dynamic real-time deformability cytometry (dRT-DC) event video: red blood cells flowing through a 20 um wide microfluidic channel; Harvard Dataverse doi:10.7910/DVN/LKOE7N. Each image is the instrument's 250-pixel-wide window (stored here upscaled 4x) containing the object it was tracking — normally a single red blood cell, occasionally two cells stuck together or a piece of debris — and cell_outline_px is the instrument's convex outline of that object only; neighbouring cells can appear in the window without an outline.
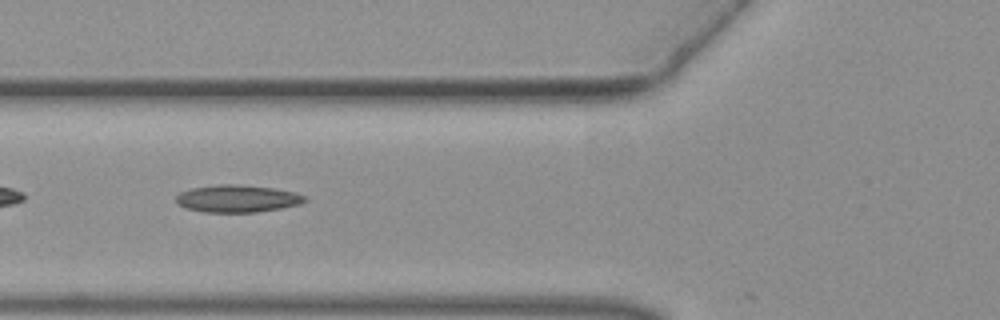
{"species": "common noctule bat (a hibernating species)", "species_latin": "Nyctalus noctula", "temperature_condition": "warm", "stored_images_in_passage": 11, "camera_frame_rate_fps": 3000, "um_per_image_px": 0.085, "animal": {"sex": "female", "body_mass_g": 19.3, "forearm_length_mm": 54.1}, "frame": {"image": 1, "passage_image": 5, "time_ms": 1.333, "image_size_px": [1000, 320], "cell_outline_px": [[308, 200], [300, 204], [280, 208], [256, 212], [204, 212], [184, 208], [176, 200], [176, 196], [180, 192], [192, 188], [220, 184], [240, 184], [272, 188], [296, 192], [308, 196]], "centroid_in_image_um": [20.21, 16.88], "position_along_channel_um": 105.6, "area_um2": 20.58}}